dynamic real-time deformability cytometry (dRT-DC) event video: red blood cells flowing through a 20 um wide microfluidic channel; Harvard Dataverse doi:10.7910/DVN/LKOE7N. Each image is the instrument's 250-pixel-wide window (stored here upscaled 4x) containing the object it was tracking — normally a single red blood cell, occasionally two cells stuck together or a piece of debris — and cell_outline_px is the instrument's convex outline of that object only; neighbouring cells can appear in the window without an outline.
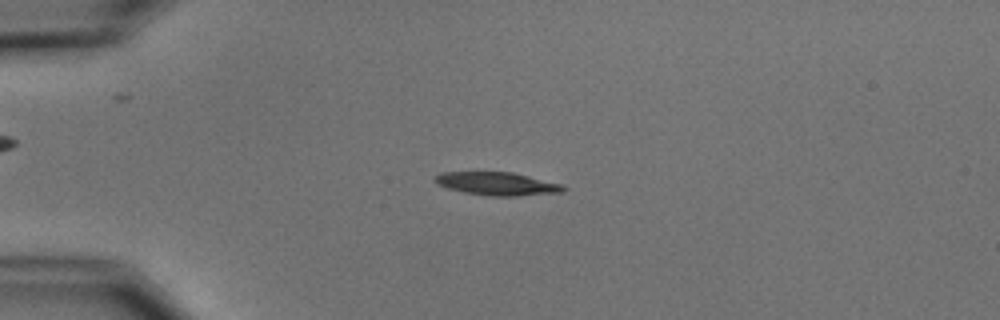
{"species": "common noctule bat (a hibernating species)", "species_latin": "Nyctalus noctula", "temperature_condition": "cold", "stored_images_in_passage": 4, "camera_frame_rate_fps": 3000, "um_per_image_px": 0.085, "animal": {"sex": "male", "body_mass_g": 15.6}, "frame": {"image": 1, "passage_image": 3, "time_ms": 2.667, "image_size_px": [1000, 320], "cell_outline_px": [[568, 188], [564, 192], [516, 196], [488, 196], [464, 192], [448, 188], [436, 184], [432, 180], [432, 176], [440, 172], [512, 172], [560, 184]], "centroid_in_image_um": [42.19, 15.62], "position_along_channel_um": 42.8, "area_um2": 17.4}}